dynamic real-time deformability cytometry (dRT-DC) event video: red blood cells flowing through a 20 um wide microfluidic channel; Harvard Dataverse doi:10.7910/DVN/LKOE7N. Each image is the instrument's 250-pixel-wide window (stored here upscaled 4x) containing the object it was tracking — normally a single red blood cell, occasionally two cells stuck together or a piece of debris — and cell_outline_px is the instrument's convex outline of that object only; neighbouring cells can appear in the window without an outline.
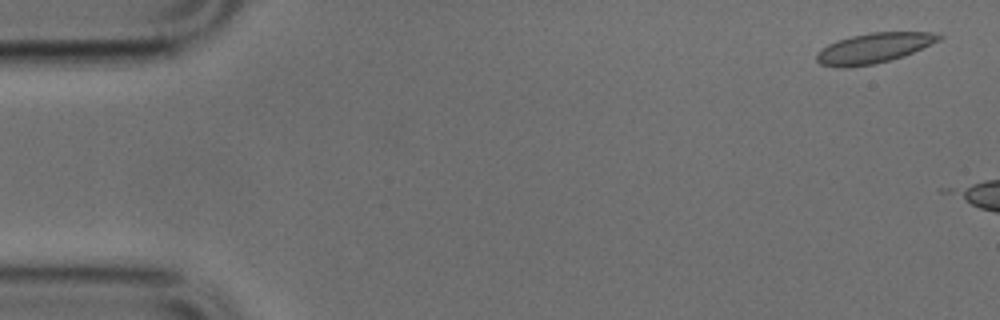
{"species": "common noctule bat (a hibernating species)", "species_latin": "Nyctalus noctula", "temperature_condition": "cold", "stored_images_in_passage": 10, "camera_frame_rate_fps": 3000, "um_per_image_px": 0.085, "animal": {"sex": "male", "body_mass_g": 17.9, "forearm_length_mm": 54.2}, "frame": {"image": 1, "passage_image": 2, "time_ms": 0.333, "image_size_px": [1000, 320], "cell_outline_px": [[944, 36], [940, 40], [904, 56], [876, 64], [848, 68], [840, 68], [820, 64], [816, 60], [816, 52], [828, 44], [836, 40], [852, 36], [872, 32], [932, 32]], "centroid_in_image_um": [74.24, 4.1], "position_along_channel_um": 10.8, "area_um2": 21.62}}